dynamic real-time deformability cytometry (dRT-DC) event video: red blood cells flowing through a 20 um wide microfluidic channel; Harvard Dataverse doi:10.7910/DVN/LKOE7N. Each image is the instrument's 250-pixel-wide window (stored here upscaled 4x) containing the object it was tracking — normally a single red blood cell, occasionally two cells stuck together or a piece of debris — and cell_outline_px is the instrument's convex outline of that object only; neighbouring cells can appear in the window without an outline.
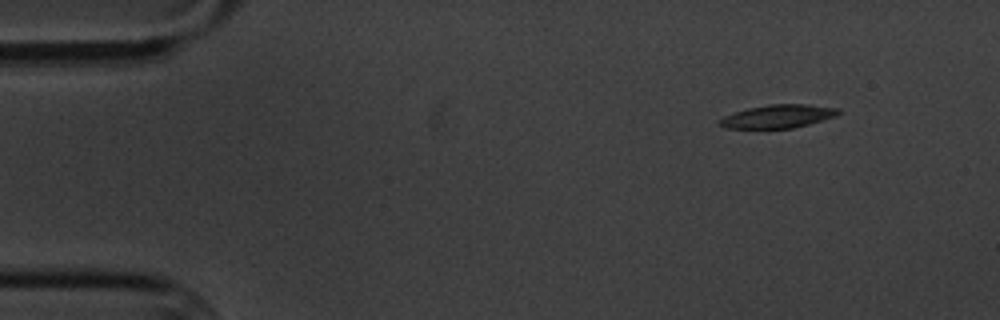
{"species": "common noctule bat (a hibernating species)", "species_latin": "Nyctalus noctula", "temperature_condition": "cold", "stored_images_in_passage": 6, "segment_of_instrument_passage": [2, 2], "camera_frame_rate_fps": 3000, "um_per_image_px": 0.085, "animal": {"sex": "male", "body_mass_g": 20.1, "forearm_length_mm": 53.5}, "frame": {"image": 1, "passage_image": 6, "time_ms": 6.667, "image_size_px": [1000, 320], "cell_outline_px": [[840, 112], [836, 116], [808, 124], [792, 128], [724, 128], [716, 124], [716, 120], [724, 116], [748, 108], [768, 104], [808, 104], [840, 108]], "centroid_in_image_um": [66.09, 9.88], "position_along_channel_um": 18.9, "area_um2": 16.18}}